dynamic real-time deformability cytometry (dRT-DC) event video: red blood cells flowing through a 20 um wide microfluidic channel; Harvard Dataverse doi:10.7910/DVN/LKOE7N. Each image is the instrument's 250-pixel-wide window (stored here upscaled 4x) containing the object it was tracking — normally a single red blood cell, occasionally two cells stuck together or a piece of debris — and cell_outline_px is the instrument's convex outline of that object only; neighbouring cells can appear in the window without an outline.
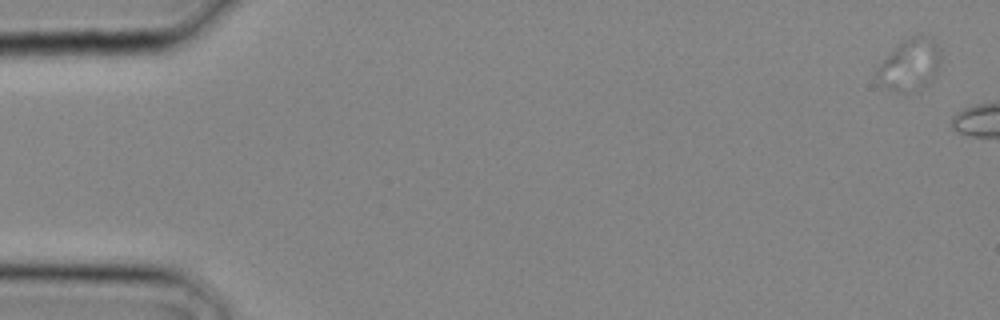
{"species": "common noctule bat (a hibernating species)", "species_latin": "Nyctalus noctula", "temperature_condition": "cold", "stored_images_in_passage": 4, "camera_frame_rate_fps": 3000, "um_per_image_px": 0.085, "animal": {"sex": "male", "body_mass_g": 20.4}, "frame": {"image": 1, "passage_image": 2, "time_ms": 0.333, "image_size_px": [1000, 320], "cell_outline_px": [[940, 60], [928, 84], [920, 88], [908, 92], [892, 92], [876, 76], [876, 72], [880, 64], [908, 36], [920, 32], [932, 40], [940, 48]], "centroid_in_image_um": [77.36, 5.47], "position_along_channel_um": 7.6, "area_um2": 18.67}}